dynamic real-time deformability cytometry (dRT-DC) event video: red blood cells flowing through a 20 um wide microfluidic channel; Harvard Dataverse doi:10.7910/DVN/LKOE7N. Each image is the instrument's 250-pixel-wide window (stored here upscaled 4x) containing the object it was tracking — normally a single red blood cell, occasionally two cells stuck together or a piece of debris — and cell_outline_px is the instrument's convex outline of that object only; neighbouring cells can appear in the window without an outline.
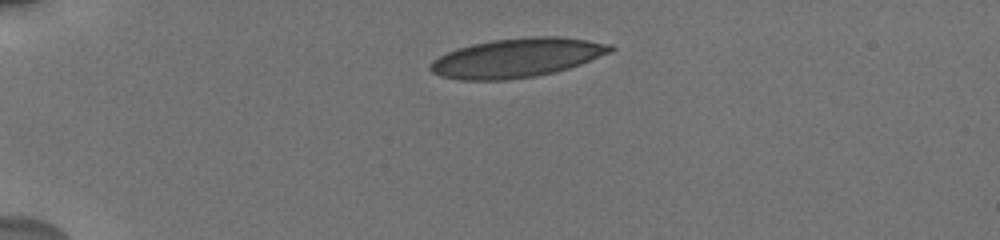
{"species": "human", "species_latin": "Homo sapiens", "temperature_condition": "cold", "stored_images_in_passage": 34, "camera_frame_rate_fps": 3000, "um_per_image_px": 0.085, "donor": {"sex": "male"}, "frame": {"image": 1, "passage_image": 1, "time_ms": 0.0, "image_size_px": [1000, 240], "cell_outline_px": [[616, 48], [612, 52], [580, 64], [556, 72], [536, 76], [504, 80], [460, 80], [440, 76], [432, 72], [428, 68], [428, 64], [432, 60], [448, 52], [472, 44], [492, 40], [532, 36], [560, 36], [588, 40], [612, 44]], "centroid_in_image_um": [43.95, 4.91], "position_along_channel_um": 41.0, "area_um2": 41.15}}
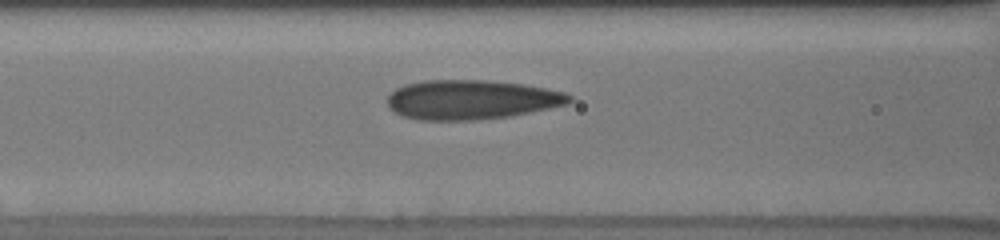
{"frame": {"image": 2, "passage_image": 7, "time_ms": 3.667, "image_size_px": [1000, 240], "cell_outline_px": [[572, 100], [568, 104], [508, 116], [468, 120], [416, 120], [404, 116], [388, 108], [388, 96], [396, 88], [404, 84], [424, 80], [484, 80], [524, 84], [564, 92], [572, 96]], "centroid_in_image_um": [40.03, 8.46], "position_along_channel_um": 126.6, "area_um2": 41.62}}
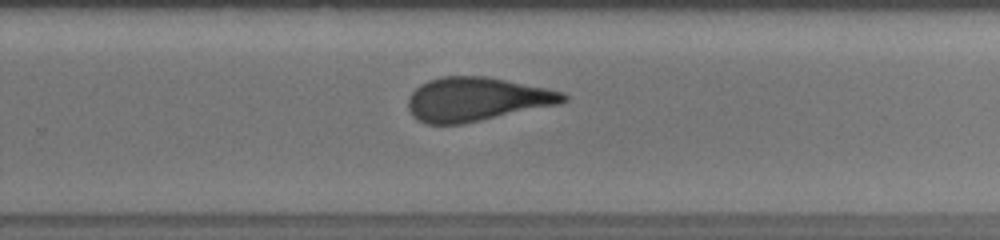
{"frame": {"image": 3, "passage_image": 18, "time_ms": 8.0, "image_size_px": [1000, 240], "cell_outline_px": [[568, 100], [560, 104], [460, 124], [428, 124], [412, 116], [408, 108], [408, 100], [412, 92], [420, 84], [428, 80], [444, 76], [488, 76], [564, 92], [568, 96]], "centroid_in_image_um": [40.51, 8.42], "position_along_channel_um": 289.3, "area_um2": 39.42}, "authors_computed_cell_mechanics": {"area_um2": 40.2866, "velocity_mm_per_s": 3.766, "shape_relaxation_time_tau1_ms": 6.4691, "shape_relaxation_time_tau2_ms": 1.266, "deformation_change_tau1": 0.1823, "deformation_change_tau2": 0.0956}}